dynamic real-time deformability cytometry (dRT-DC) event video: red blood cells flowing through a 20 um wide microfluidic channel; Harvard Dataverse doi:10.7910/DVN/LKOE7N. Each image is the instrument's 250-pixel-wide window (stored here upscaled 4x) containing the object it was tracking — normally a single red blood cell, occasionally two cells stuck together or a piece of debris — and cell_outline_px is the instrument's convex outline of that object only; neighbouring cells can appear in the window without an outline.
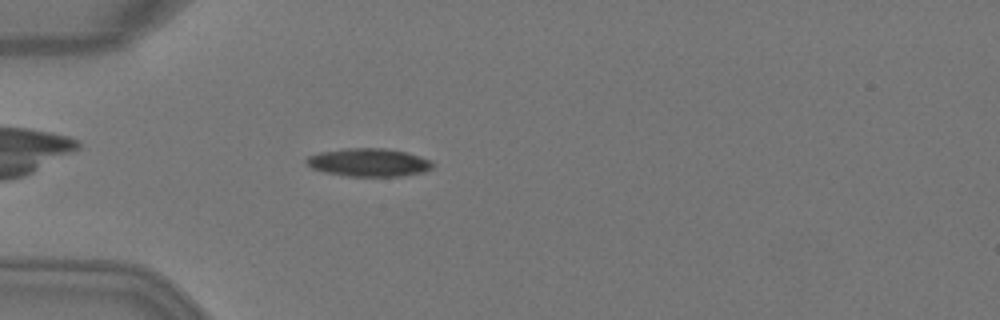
{"species": "Egyptian fruit bat (a non-hibernating species)", "species_latin": "Rousettus aegyptiacus", "temperature_condition": "warm", "stored_images_in_passage": 3, "camera_frame_rate_fps": 3000, "um_per_image_px": 0.085, "animal": {"sex": "female"}, "frame": {"image": 1, "passage_image": 3, "time_ms": 0.667, "image_size_px": [1000, 320], "cell_outline_px": [[432, 168], [424, 172], [404, 176], [348, 176], [324, 172], [312, 168], [304, 160], [308, 156], [320, 152], [344, 148], [384, 148], [404, 152], [420, 156], [432, 160]], "centroid_in_image_um": [31.34, 13.81], "position_along_channel_um": 53.7, "area_um2": 20.69}}